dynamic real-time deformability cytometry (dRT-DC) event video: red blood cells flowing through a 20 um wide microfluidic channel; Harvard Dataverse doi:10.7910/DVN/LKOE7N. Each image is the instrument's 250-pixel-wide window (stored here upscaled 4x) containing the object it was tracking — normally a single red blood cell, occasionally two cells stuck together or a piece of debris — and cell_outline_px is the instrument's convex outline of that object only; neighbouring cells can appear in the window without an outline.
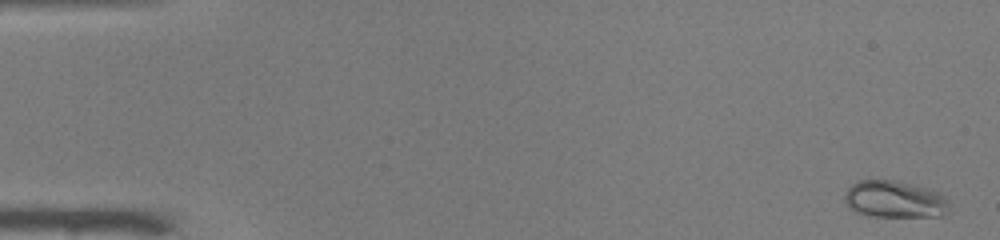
{"species": "common noctule bat (a hibernating species)", "species_latin": "Nyctalus noctula", "temperature_condition": "warm", "stored_images_in_passage": 52, "camera_frame_rate_fps": 3000, "um_per_image_px": 0.085, "animal": {"sex": "male", "body_mass_g": 19.0, "forearm_length_mm": 50.8}, "frame": {"image": 1, "passage_image": 2, "time_ms": 0.333, "image_size_px": [1000, 240], "cell_outline_px": [[948, 204], [944, 212], [940, 216], [872, 216], [856, 212], [848, 208], [844, 200], [844, 196], [848, 188], [852, 184], [860, 180], [896, 180], [916, 184], [928, 188], [944, 196]], "centroid_in_image_um": [75.98, 16.92], "position_along_channel_um": 9.0, "area_um2": 22.43}}
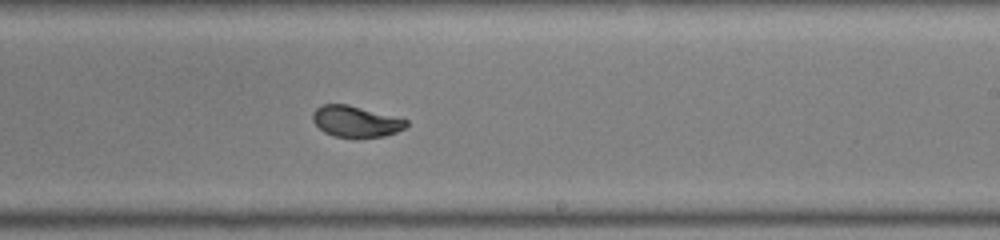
{"frame": {"image": 2, "passage_image": 32, "time_ms": 10.333, "image_size_px": [1000, 240], "cell_outline_px": [[408, 124], [404, 128], [396, 132], [384, 136], [356, 140], [332, 136], [324, 132], [312, 120], [312, 112], [320, 104], [348, 104], [408, 120]], "centroid_in_image_um": [30.21, 10.36], "position_along_channel_um": 258.8, "area_um2": 17.46}}
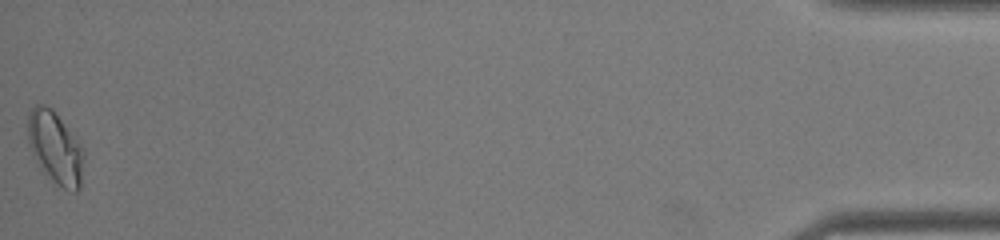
{"frame": {"image": 3, "passage_image": 52, "time_ms": 17.0, "image_size_px": [1000, 240], "cell_outline_px": [[84, 160], [80, 188], [76, 192], [72, 192], [56, 184], [40, 168], [28, 140], [28, 116], [32, 108], [36, 104], [44, 104], [52, 108], [56, 112], [84, 148]], "centroid_in_image_um": [4.73, 12.55], "position_along_channel_um": 430.5, "area_um2": 23.58}, "authors_computed_cell_mechanics": {"area_um2": 18.0336, "velocity_mm_per_s": 3.9682, "shape_relaxation_time_tau1_ms": 2.6311, "shape_relaxation_time_tau2_ms": null, "deformation_change_tau1": 0.1675, "deformation_change_tau2": null}}